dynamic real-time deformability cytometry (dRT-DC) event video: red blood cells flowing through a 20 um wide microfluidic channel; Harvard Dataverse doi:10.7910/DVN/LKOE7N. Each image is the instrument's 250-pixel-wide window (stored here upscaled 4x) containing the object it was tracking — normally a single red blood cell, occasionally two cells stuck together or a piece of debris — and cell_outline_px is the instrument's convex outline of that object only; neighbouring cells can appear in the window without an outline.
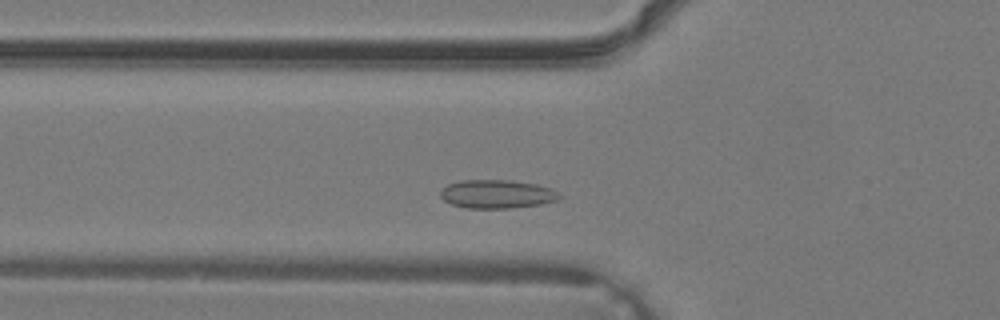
{"species": "common noctule bat (a hibernating species)", "species_latin": "Nyctalus noctula", "temperature_condition": "warm", "stored_images_in_passage": 31, "camera_frame_rate_fps": 3000, "um_per_image_px": 0.085, "animal": {"sex": "male", "body_mass_g": 19.2, "forearm_length_mm": 51.8}, "frame": {"image": 1, "passage_image": 6, "time_ms": 1.667, "image_size_px": [1000, 320], "cell_outline_px": [[560, 196], [556, 200], [540, 204], [508, 208], [468, 208], [452, 204], [444, 200], [440, 196], [440, 192], [448, 184], [460, 180], [508, 180], [536, 184], [552, 188], [560, 192]], "centroid_in_image_um": [42.24, 16.49], "position_along_channel_um": 83.6, "area_um2": 19.65}}
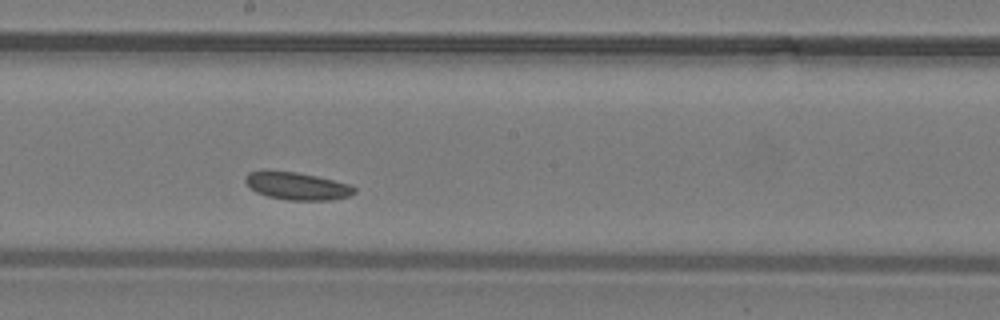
{"frame": {"image": 2, "passage_image": 14, "time_ms": 4.333, "image_size_px": [1000, 320], "cell_outline_px": [[356, 192], [348, 196], [332, 200], [288, 200], [268, 196], [256, 192], [244, 180], [244, 176], [248, 172], [296, 172], [316, 176], [352, 184], [356, 188]], "centroid_in_image_um": [25.32, 15.83], "position_along_channel_um": 222.9, "area_um2": 17.22}}
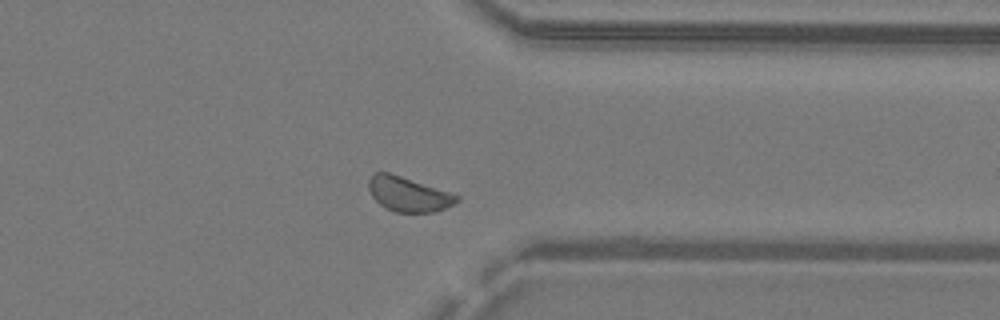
{"frame": {"image": 3, "passage_image": 23, "time_ms": 7.333, "image_size_px": [1000, 320], "cell_outline_px": [[460, 200], [444, 208], [432, 212], [396, 212], [380, 204], [372, 196], [368, 188], [368, 180], [376, 172], [388, 172], [460, 196]], "centroid_in_image_um": [34.68, 16.51], "position_along_channel_um": 376.7, "area_um2": 17.28}}